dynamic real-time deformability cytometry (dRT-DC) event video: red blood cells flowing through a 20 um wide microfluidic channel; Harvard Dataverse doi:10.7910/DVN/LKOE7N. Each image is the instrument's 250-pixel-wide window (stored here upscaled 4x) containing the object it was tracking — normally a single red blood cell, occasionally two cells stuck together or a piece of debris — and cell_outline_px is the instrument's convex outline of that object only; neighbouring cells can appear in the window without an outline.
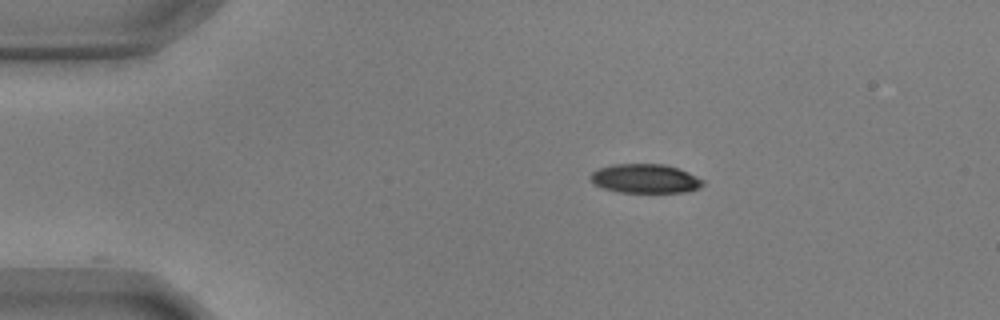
{"species": "common noctule bat (a hibernating species)", "species_latin": "Nyctalus noctula", "temperature_condition": "warm", "stored_images_in_passage": 46, "camera_frame_rate_fps": 3000, "um_per_image_px": 0.085, "animal": {"sex": "male", "body_mass_g": 17.9, "forearm_length_mm": 54.2}, "frame": {"image": 1, "passage_image": 1, "time_ms": 0.0, "image_size_px": [1000, 320], "cell_outline_px": [[704, 184], [700, 188], [688, 192], [616, 192], [592, 184], [588, 176], [592, 172], [600, 168], [612, 164], [664, 164], [680, 168], [704, 180]], "centroid_in_image_um": [54.84, 15.18], "position_along_channel_um": 30.2, "area_um2": 19.31}}
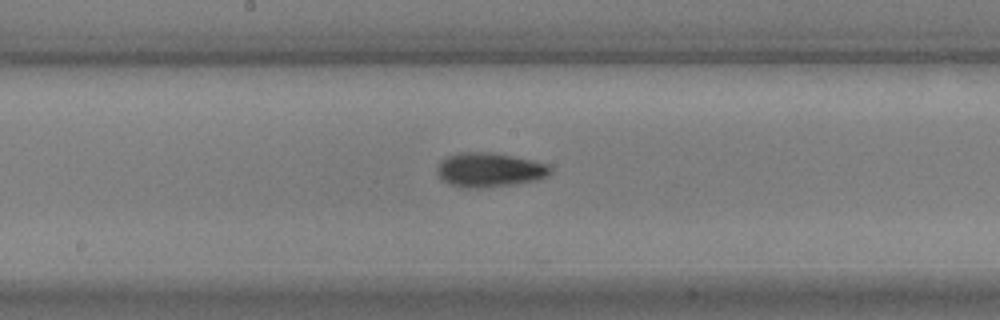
{"frame": {"image": 2, "passage_image": 20, "time_ms": 6.333, "image_size_px": [1000, 320], "cell_outline_px": [[552, 172], [548, 176], [536, 180], [512, 184], [480, 188], [460, 188], [448, 184], [440, 180], [436, 172], [436, 168], [448, 156], [460, 152], [492, 152], [532, 160], [548, 164], [552, 168]], "centroid_in_image_um": [41.59, 14.45], "position_along_channel_um": 206.6, "area_um2": 22.77}}
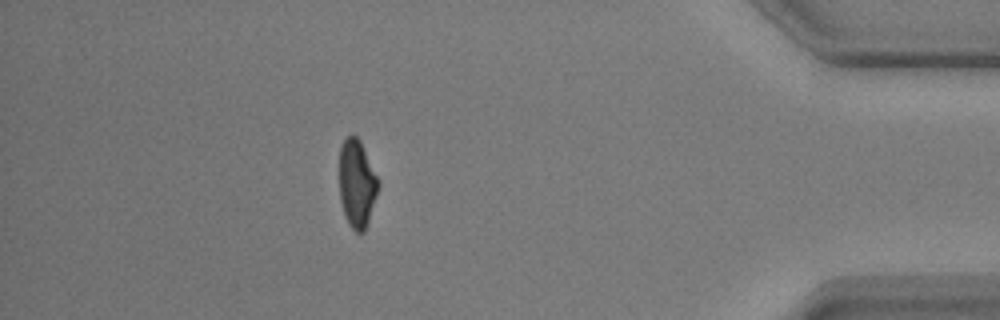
{"frame": {"image": 3, "passage_image": 40, "time_ms": 13.0, "image_size_px": [1000, 320], "cell_outline_px": [[380, 184], [364, 232], [356, 232], [348, 224], [344, 216], [340, 200], [340, 148], [344, 140], [352, 132], [360, 140], [380, 180]], "centroid_in_image_um": [30.34, 15.58], "position_along_channel_um": 404.9, "area_um2": 20.0}, "authors_computed_cell_mechanics": {"area_um2": 20.519, "velocity_mm_per_s": 3.6403, "shape_relaxation_time_tau1_ms": 2.6693, "shape_relaxation_time_tau2_ms": 3.3214, "deformation_change_tau1": 0.1693, "deformation_change_tau2": 0.0958}}